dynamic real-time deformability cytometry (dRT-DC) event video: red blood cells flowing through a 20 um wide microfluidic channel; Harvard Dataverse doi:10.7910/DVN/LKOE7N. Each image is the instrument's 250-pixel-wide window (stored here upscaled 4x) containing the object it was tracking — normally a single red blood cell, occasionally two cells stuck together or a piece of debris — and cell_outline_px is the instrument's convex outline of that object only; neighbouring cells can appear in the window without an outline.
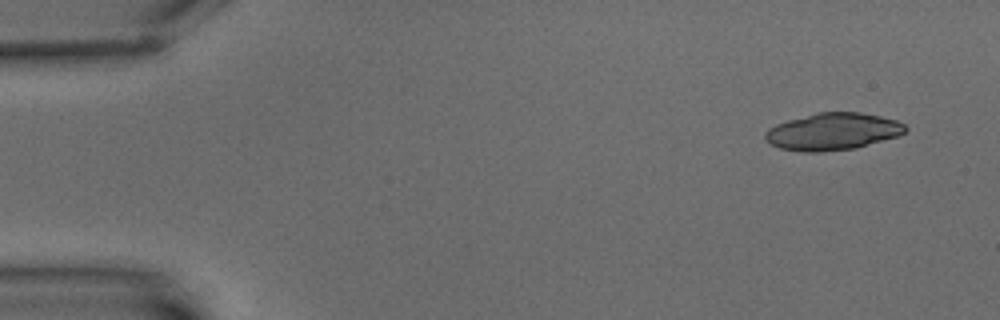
{"species": "common noctule bat (a hibernating species)", "species_latin": "Nyctalus noctula", "temperature_condition": "warm", "stored_images_in_passage": 4, "camera_frame_rate_fps": 3000, "um_per_image_px": 0.085, "animal": {"sex": "male", "body_mass_g": 15.6}, "frame": {"image": 1, "passage_image": 1, "time_ms": 0.0, "image_size_px": [1000, 320], "cell_outline_px": [[908, 128], [904, 132], [896, 136], [856, 148], [820, 152], [804, 152], [780, 148], [764, 140], [764, 132], [768, 128], [776, 124], [788, 120], [816, 112], [860, 112], [880, 116], [896, 120], [904, 124]], "centroid_in_image_um": [70.75, 11.18], "position_along_channel_um": 14.3, "area_um2": 30.29}}